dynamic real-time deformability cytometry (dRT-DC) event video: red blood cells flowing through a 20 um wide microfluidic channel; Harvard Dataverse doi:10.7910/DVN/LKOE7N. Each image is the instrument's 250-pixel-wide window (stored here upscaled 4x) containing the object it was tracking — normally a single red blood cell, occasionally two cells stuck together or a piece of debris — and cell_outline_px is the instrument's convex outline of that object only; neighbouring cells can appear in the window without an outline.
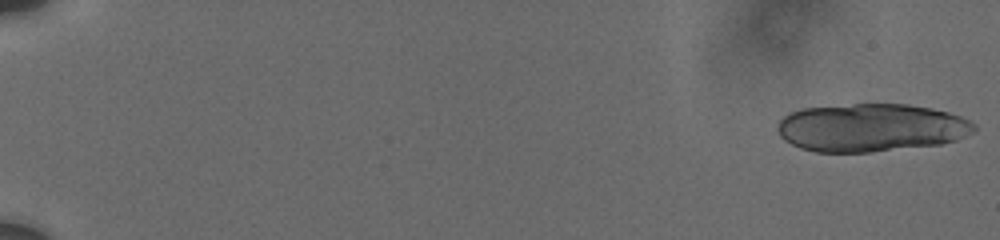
{"species": "human", "species_latin": "Homo sapiens", "temperature_condition": "cold", "stored_images_in_passage": 52, "camera_frame_rate_fps": 3000, "um_per_image_px": 0.085, "donor": {"sex": "male"}, "frame": {"image": 1, "passage_image": 1, "time_ms": 0.0, "image_size_px": [1000, 240], "cell_outline_px": [[976, 128], [972, 132], [956, 140], [940, 144], [872, 152], [816, 152], [800, 148], [784, 140], [780, 136], [776, 128], [780, 120], [784, 116], [792, 112], [804, 108], [852, 104], [908, 104], [932, 108], [948, 112], [960, 116], [976, 124]], "centroid_in_image_um": [74.03, 10.85], "position_along_channel_um": 11.0, "area_um2": 55.08}}
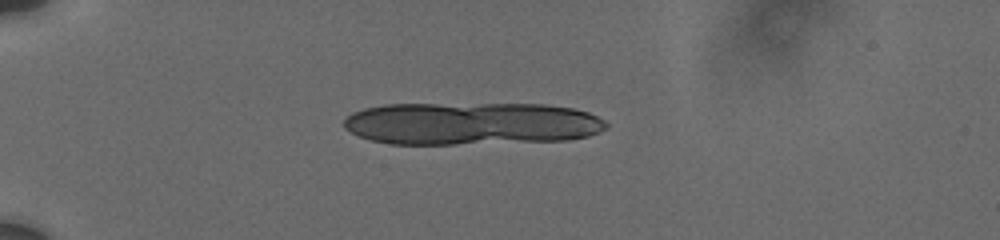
{"frame": {"image": 2, "passage_image": 37, "time_ms": 5.0, "image_size_px": [1000, 240], "cell_outline_px": [[608, 128], [588, 136], [568, 140], [456, 144], [392, 144], [368, 140], [344, 128], [344, 120], [352, 112], [364, 108], [384, 104], [544, 104], [572, 108], [588, 112], [604, 120], [608, 124]], "centroid_in_image_um": [40.06, 10.5], "position_along_channel_um": 44.9, "area_um2": 65.49}}